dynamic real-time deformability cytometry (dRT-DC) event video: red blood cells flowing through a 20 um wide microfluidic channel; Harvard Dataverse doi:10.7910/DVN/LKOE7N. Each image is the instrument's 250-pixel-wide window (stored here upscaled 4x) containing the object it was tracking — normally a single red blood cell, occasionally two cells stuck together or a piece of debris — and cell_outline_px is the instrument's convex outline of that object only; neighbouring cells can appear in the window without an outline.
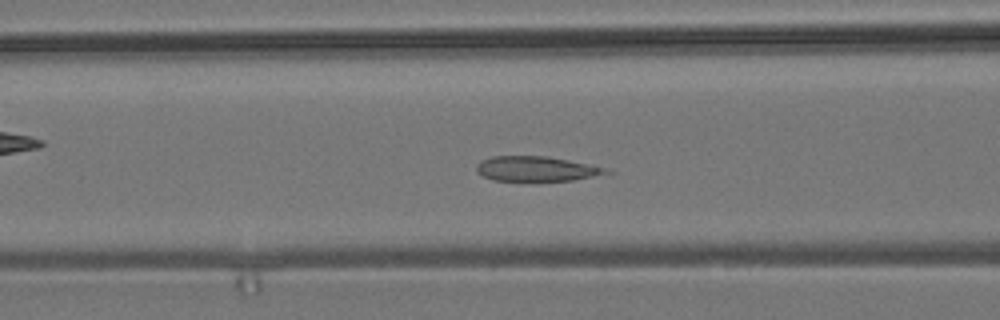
{"species": "common noctule bat (a hibernating species)", "species_latin": "Nyctalus noctula", "temperature_condition": "room temperature", "stored_images_in_passage": 55, "camera_frame_rate_fps": 3000, "um_per_image_px": 0.085, "animal": {"sex": "male", "body_mass_g": 19.2, "forearm_length_mm": 51.8}, "frame": {"image": 1, "passage_image": 21, "time_ms": 6.667, "image_size_px": [1000, 320], "cell_outline_px": [[616, 172], [572, 180], [492, 180], [476, 172], [476, 164], [480, 160], [492, 156], [548, 156], [568, 160], [604, 168]], "centroid_in_image_um": [45.54, 14.34], "position_along_channel_um": 121.1, "area_um2": 18.61}}
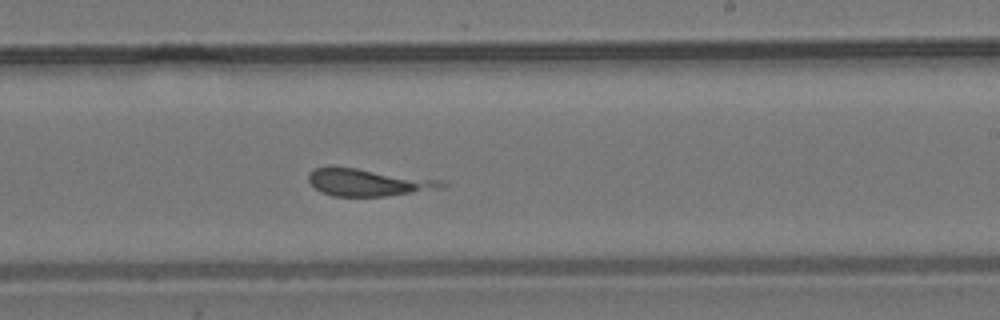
{"frame": {"image": 2, "passage_image": 32, "time_ms": 10.333, "image_size_px": [1000, 320], "cell_outline_px": [[448, 184], [444, 188], [388, 196], [332, 196], [320, 192], [308, 180], [308, 172], [312, 168], [332, 164], [444, 180]], "centroid_in_image_um": [31.27, 15.47], "position_along_channel_um": 257.7, "area_um2": 21.96}}
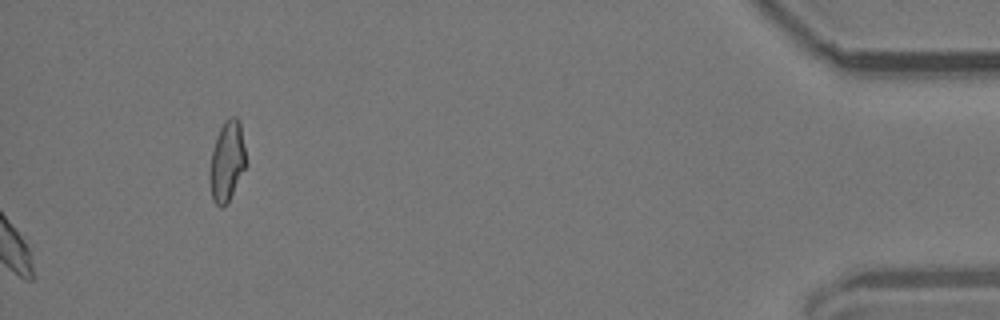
{"frame": {"image": 3, "passage_image": 55, "time_ms": 18.0, "image_size_px": [1000, 320], "cell_outline_px": [[248, 164], [228, 204], [220, 208], [212, 200], [208, 180], [208, 176], [212, 148], [216, 136], [224, 120], [228, 116], [236, 116], [240, 120]], "centroid_in_image_um": [19.3, 13.72], "position_along_channel_um": 415.9, "area_um2": 17.86}}